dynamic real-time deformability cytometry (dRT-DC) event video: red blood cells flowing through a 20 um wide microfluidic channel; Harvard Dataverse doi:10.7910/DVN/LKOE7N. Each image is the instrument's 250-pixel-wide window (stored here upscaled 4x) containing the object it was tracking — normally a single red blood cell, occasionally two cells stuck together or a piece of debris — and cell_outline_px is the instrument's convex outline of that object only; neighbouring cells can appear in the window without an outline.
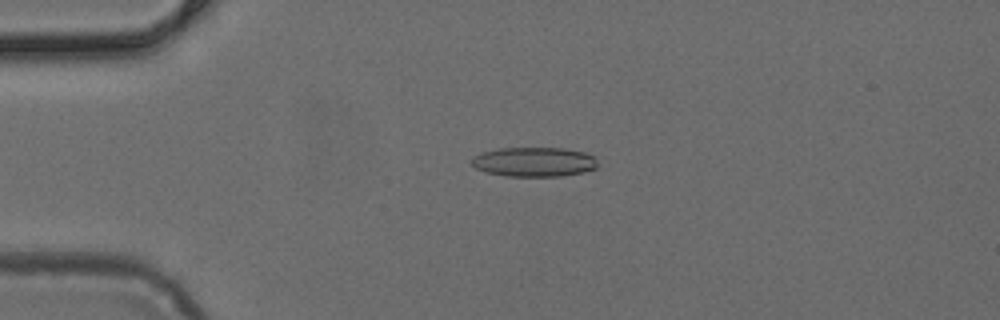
{"species": "common noctule bat (a hibernating species)", "species_latin": "Nyctalus noctula", "temperature_condition": "cold", "stored_images_in_passage": 5, "camera_frame_rate_fps": 3000, "um_per_image_px": 0.085, "animal": {"sex": "female", "body_mass_g": 24.6, "forearm_length_mm": 56.2}, "frame": {"image": 1, "passage_image": 3, "time_ms": 0.667, "image_size_px": [1000, 320], "cell_outline_px": [[596, 168], [584, 172], [560, 176], [504, 176], [484, 172], [476, 168], [472, 164], [472, 156], [484, 152], [500, 148], [564, 148], [584, 152], [596, 156]], "centroid_in_image_um": [45.4, 13.76], "position_along_channel_um": 39.6, "area_um2": 21.73}}
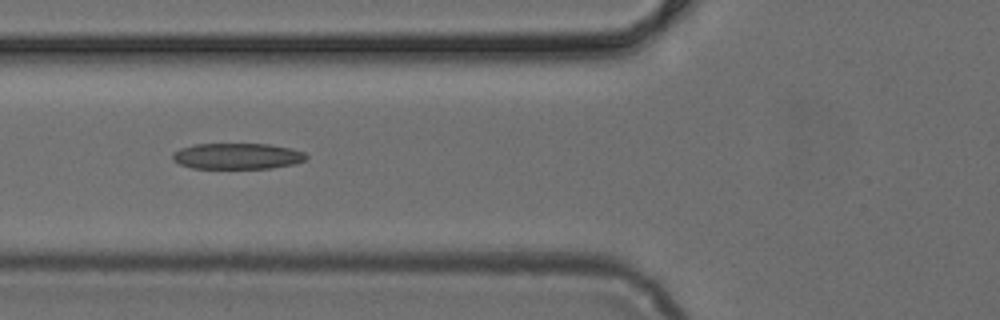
{"frame": {"image": 2, "passage_image": 5, "time_ms": 1.333, "image_size_px": [1000, 320], "cell_outline_px": [[308, 156], [304, 160], [296, 164], [272, 168], [192, 168], [180, 164], [172, 160], [172, 152], [180, 148], [196, 144], [268, 144], [292, 148], [304, 152]], "centroid_in_image_um": [20.17, 13.27], "position_along_channel_um": 105.6, "area_um2": 20.35}}